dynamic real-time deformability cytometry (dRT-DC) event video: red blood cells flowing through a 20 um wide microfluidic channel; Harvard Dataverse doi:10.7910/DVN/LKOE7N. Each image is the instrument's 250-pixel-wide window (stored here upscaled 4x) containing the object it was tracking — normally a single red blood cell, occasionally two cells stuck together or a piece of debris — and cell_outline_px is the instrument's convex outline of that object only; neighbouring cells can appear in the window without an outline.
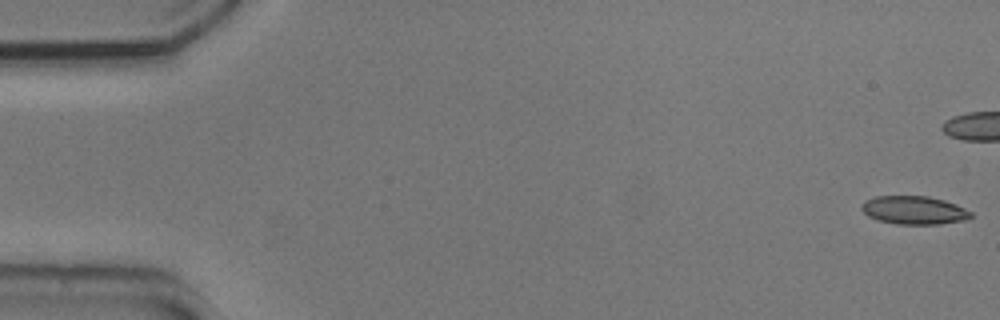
{"species": "common noctule bat (a hibernating species)", "species_latin": "Nyctalus noctula", "temperature_condition": "cold", "stored_images_in_passage": 43, "camera_frame_rate_fps": 3000, "um_per_image_px": 0.085, "animal": {"sex": "male", "body_mass_g": 20.5, "forearm_length_mm": 52.5}, "frame": {"image": 1, "passage_image": 1, "time_ms": 0.0, "image_size_px": [1000, 320], "cell_outline_px": [[972, 216], [968, 220], [940, 224], [896, 224], [880, 220], [868, 216], [860, 208], [864, 200], [876, 196], [928, 196], [944, 200], [956, 204], [972, 212]], "centroid_in_image_um": [77.71, 17.86], "position_along_channel_um": 7.3, "area_um2": 18.09}}